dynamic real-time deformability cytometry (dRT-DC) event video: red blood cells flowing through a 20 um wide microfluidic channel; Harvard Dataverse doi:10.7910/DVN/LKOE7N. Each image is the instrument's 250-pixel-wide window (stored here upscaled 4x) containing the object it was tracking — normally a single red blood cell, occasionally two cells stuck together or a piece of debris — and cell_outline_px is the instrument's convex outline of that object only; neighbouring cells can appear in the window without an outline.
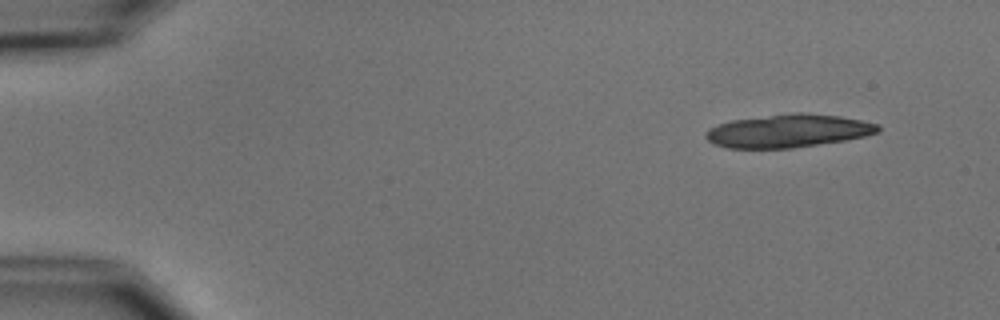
{"species": "common noctule bat (a hibernating species)", "species_latin": "Nyctalus noctula", "temperature_condition": "cold", "stored_images_in_passage": 5, "camera_frame_rate_fps": 3000, "um_per_image_px": 0.085, "animal": {"sex": "male", "body_mass_g": 15.6}, "frame": {"image": 1, "passage_image": 1, "time_ms": 0.0, "image_size_px": [1000, 320], "cell_outline_px": [[880, 132], [864, 136], [844, 140], [792, 148], [728, 148], [712, 144], [704, 136], [704, 132], [708, 128], [732, 120], [796, 112], [804, 112], [840, 116], [880, 124]], "centroid_in_image_um": [66.98, 11.12], "position_along_channel_um": 18.0, "area_um2": 33.23}}
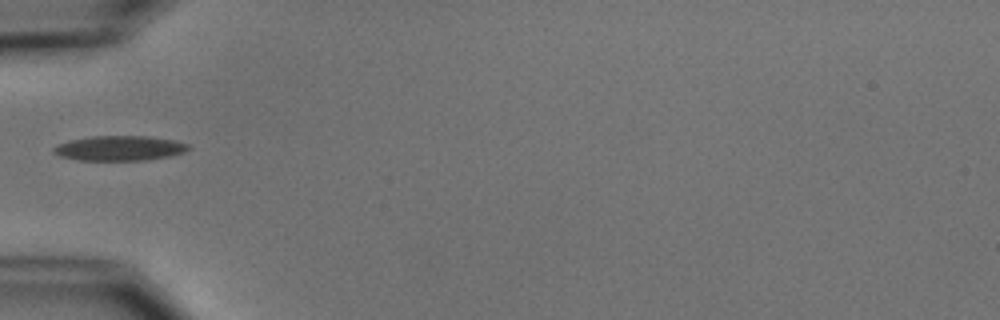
{"frame": {"image": 2, "passage_image": 5, "time_ms": 4.667, "image_size_px": [1000, 320], "cell_outline_px": [[192, 148], [184, 152], [168, 156], [148, 160], [80, 160], [60, 156], [52, 152], [52, 148], [60, 144], [72, 140], [92, 136], [148, 136], [176, 140], [188, 144]], "centroid_in_image_um": [10.21, 12.59], "position_along_channel_um": 74.8, "area_um2": 19.48}}